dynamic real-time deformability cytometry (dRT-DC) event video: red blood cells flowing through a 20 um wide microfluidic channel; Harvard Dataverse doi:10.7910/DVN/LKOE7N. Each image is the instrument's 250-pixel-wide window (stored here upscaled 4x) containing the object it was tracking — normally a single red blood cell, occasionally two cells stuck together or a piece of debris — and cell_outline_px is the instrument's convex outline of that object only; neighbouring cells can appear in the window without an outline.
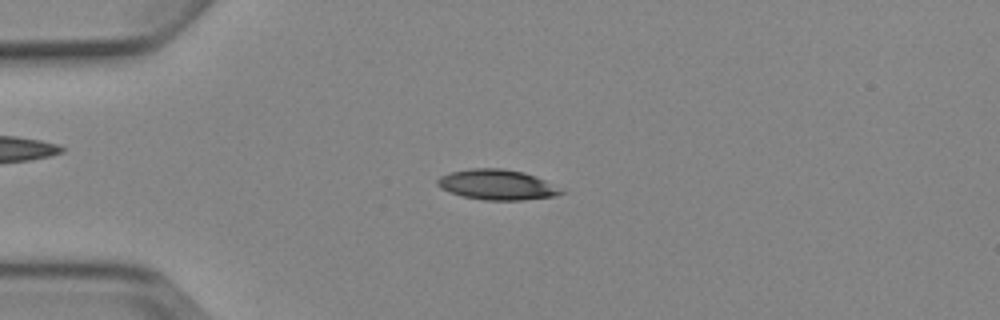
{"species": "Egyptian fruit bat (a non-hibernating species)", "species_latin": "Rousettus aegyptiacus", "temperature_condition": "cold", "stored_images_in_passage": 4, "camera_frame_rate_fps": 3000, "um_per_image_px": 0.085, "animal": {"sex": "female"}, "frame": {"image": 1, "passage_image": 3, "time_ms": 2.333, "image_size_px": [1000, 320], "cell_outline_px": [[568, 192], [556, 196], [524, 200], [484, 200], [464, 196], [448, 192], [440, 188], [436, 184], [436, 180], [440, 176], [452, 172], [472, 168], [500, 168], [524, 172], [536, 176]], "centroid_in_image_um": [42.26, 15.7], "position_along_channel_um": 42.7, "area_um2": 21.91}}